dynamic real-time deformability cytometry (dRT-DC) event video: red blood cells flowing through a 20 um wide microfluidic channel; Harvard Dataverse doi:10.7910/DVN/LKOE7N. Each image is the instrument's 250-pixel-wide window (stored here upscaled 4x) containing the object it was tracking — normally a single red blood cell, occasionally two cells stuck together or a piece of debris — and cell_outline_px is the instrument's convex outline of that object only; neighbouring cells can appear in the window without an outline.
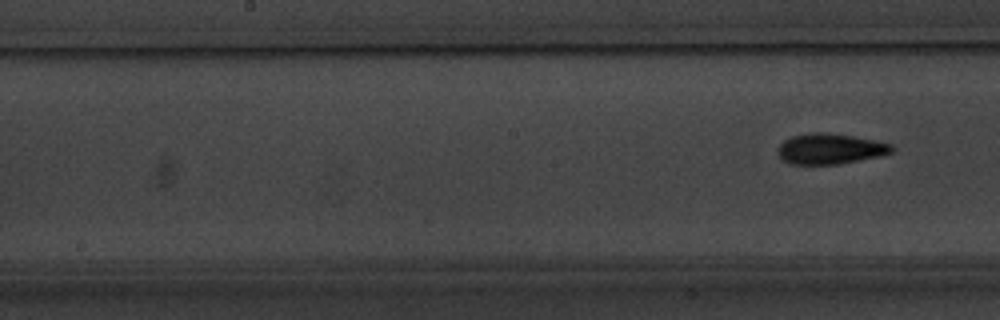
{"species": "common noctule bat (a hibernating species)", "species_latin": "Nyctalus noctula", "temperature_condition": "warm", "stored_images_in_passage": 7, "segment_of_instrument_passage": [2, 2], "camera_frame_rate_fps": 3000, "um_per_image_px": 0.085, "animal": {"sex": "male", "body_mass_g": 20.1, "forearm_length_mm": 53.5}, "frame": {"image": 1, "passage_image": 7, "time_ms": 8.0, "image_size_px": [1000, 320], "cell_outline_px": [[896, 148], [892, 152], [880, 156], [836, 164], [788, 164], [776, 152], [780, 144], [784, 140], [792, 136], [812, 132], [828, 132], [876, 140], [892, 144]], "centroid_in_image_um": [70.57, 12.64], "position_along_channel_um": 177.6, "area_um2": 20.35}}